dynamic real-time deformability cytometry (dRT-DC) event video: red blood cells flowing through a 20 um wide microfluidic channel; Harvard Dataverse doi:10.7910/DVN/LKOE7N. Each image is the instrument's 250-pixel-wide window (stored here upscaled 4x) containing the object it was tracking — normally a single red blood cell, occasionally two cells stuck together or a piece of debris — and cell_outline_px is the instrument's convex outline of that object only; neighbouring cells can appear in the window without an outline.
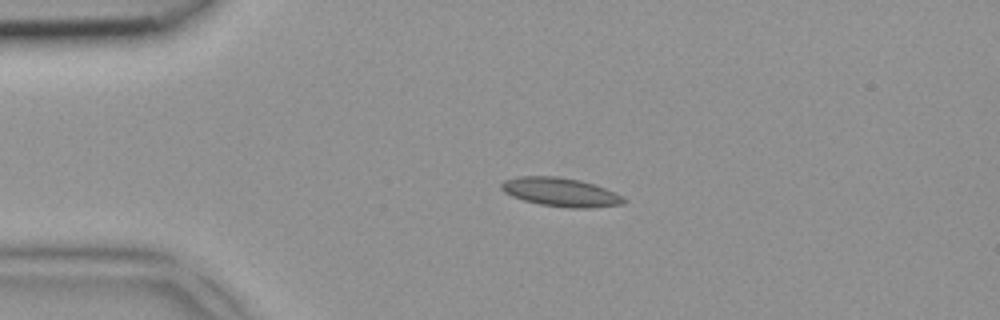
{"species": "common noctule bat (a hibernating species)", "species_latin": "Nyctalus noctula", "temperature_condition": "room temperature", "stored_images_in_passage": 2, "camera_frame_rate_fps": 3000, "um_per_image_px": 0.085, "animal": {"sex": "female", "body_mass_g": 18.4}, "frame": {"image": 1, "passage_image": 1, "time_ms": 0.0, "image_size_px": [1000, 320], "cell_outline_px": [[628, 200], [624, 204], [588, 208], [568, 208], [540, 204], [524, 200], [512, 196], [504, 192], [500, 188], [500, 184], [504, 180], [516, 176], [556, 176], [580, 180], [616, 192], [624, 196]], "centroid_in_image_um": [47.66, 16.33], "position_along_channel_um": 37.3, "area_um2": 20.63}}